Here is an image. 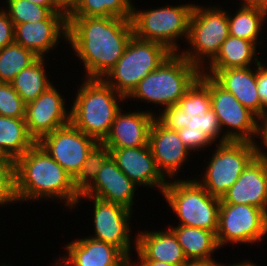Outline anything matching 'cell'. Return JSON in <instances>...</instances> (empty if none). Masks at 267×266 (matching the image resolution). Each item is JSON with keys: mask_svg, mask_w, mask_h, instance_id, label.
<instances>
[{"mask_svg": "<svg viewBox=\"0 0 267 266\" xmlns=\"http://www.w3.org/2000/svg\"><path fill=\"white\" fill-rule=\"evenodd\" d=\"M136 186L116 165L110 156L101 167L94 182L80 196H93L120 204L133 210Z\"/></svg>", "mask_w": 267, "mask_h": 266, "instance_id": "ffe728a7", "label": "cell"}, {"mask_svg": "<svg viewBox=\"0 0 267 266\" xmlns=\"http://www.w3.org/2000/svg\"><path fill=\"white\" fill-rule=\"evenodd\" d=\"M251 67L228 68L223 70H208L205 73L211 76L221 87L232 93L235 98L257 117L265 110L257 91V68Z\"/></svg>", "mask_w": 267, "mask_h": 266, "instance_id": "603a6c76", "label": "cell"}, {"mask_svg": "<svg viewBox=\"0 0 267 266\" xmlns=\"http://www.w3.org/2000/svg\"><path fill=\"white\" fill-rule=\"evenodd\" d=\"M58 262L56 261L57 264H55V266H66L63 262L61 263L60 259H58Z\"/></svg>", "mask_w": 267, "mask_h": 266, "instance_id": "bcb514c9", "label": "cell"}, {"mask_svg": "<svg viewBox=\"0 0 267 266\" xmlns=\"http://www.w3.org/2000/svg\"><path fill=\"white\" fill-rule=\"evenodd\" d=\"M199 79L209 88L211 108L217 115L223 135L229 141H248L255 143L258 117L244 107L235 96L221 87L211 76L202 73ZM230 131H229V129ZM255 136V137H254ZM254 139V140H253Z\"/></svg>", "mask_w": 267, "mask_h": 266, "instance_id": "8fae6325", "label": "cell"}, {"mask_svg": "<svg viewBox=\"0 0 267 266\" xmlns=\"http://www.w3.org/2000/svg\"><path fill=\"white\" fill-rule=\"evenodd\" d=\"M65 101L52 85L35 100L26 104L25 121L29 135L36 143L45 135L70 123Z\"/></svg>", "mask_w": 267, "mask_h": 266, "instance_id": "9a60e30c", "label": "cell"}, {"mask_svg": "<svg viewBox=\"0 0 267 266\" xmlns=\"http://www.w3.org/2000/svg\"><path fill=\"white\" fill-rule=\"evenodd\" d=\"M148 144L158 170L172 181L181 166L185 165L183 163L187 161L191 151L180 139L177 131L165 128L156 119L150 126Z\"/></svg>", "mask_w": 267, "mask_h": 266, "instance_id": "d6986e66", "label": "cell"}, {"mask_svg": "<svg viewBox=\"0 0 267 266\" xmlns=\"http://www.w3.org/2000/svg\"><path fill=\"white\" fill-rule=\"evenodd\" d=\"M217 266H226V265H223V263L221 264H219L218 263V265ZM229 266V265H228ZM230 266H257L256 264H253L252 262H250V261H246V262H241V263H233L232 265L230 264Z\"/></svg>", "mask_w": 267, "mask_h": 266, "instance_id": "f6af8a7d", "label": "cell"}, {"mask_svg": "<svg viewBox=\"0 0 267 266\" xmlns=\"http://www.w3.org/2000/svg\"><path fill=\"white\" fill-rule=\"evenodd\" d=\"M70 108V123L81 132L102 143L108 136L116 115L122 109L118 94L103 79H84ZM120 99L119 101H117Z\"/></svg>", "mask_w": 267, "mask_h": 266, "instance_id": "3957f363", "label": "cell"}, {"mask_svg": "<svg viewBox=\"0 0 267 266\" xmlns=\"http://www.w3.org/2000/svg\"><path fill=\"white\" fill-rule=\"evenodd\" d=\"M177 133L183 143L188 147V149L192 152L193 150L200 151L204 147L209 145L212 146V141L207 137L203 132H193L187 131V128H182L177 130ZM200 149V150H199Z\"/></svg>", "mask_w": 267, "mask_h": 266, "instance_id": "d590c367", "label": "cell"}, {"mask_svg": "<svg viewBox=\"0 0 267 266\" xmlns=\"http://www.w3.org/2000/svg\"><path fill=\"white\" fill-rule=\"evenodd\" d=\"M18 203L16 196L15 163L12 160L0 162V206Z\"/></svg>", "mask_w": 267, "mask_h": 266, "instance_id": "e575fe53", "label": "cell"}, {"mask_svg": "<svg viewBox=\"0 0 267 266\" xmlns=\"http://www.w3.org/2000/svg\"><path fill=\"white\" fill-rule=\"evenodd\" d=\"M162 113L155 115V119L165 128L187 131L203 132L214 143L228 142L222 133L217 115L211 108L209 88L198 79L177 104L162 109Z\"/></svg>", "mask_w": 267, "mask_h": 266, "instance_id": "5b68a950", "label": "cell"}, {"mask_svg": "<svg viewBox=\"0 0 267 266\" xmlns=\"http://www.w3.org/2000/svg\"><path fill=\"white\" fill-rule=\"evenodd\" d=\"M229 15V35L252 41L258 45L260 30L267 19V9L259 6H241L234 17Z\"/></svg>", "mask_w": 267, "mask_h": 266, "instance_id": "f1b7e54d", "label": "cell"}, {"mask_svg": "<svg viewBox=\"0 0 267 266\" xmlns=\"http://www.w3.org/2000/svg\"><path fill=\"white\" fill-rule=\"evenodd\" d=\"M37 143L74 179L98 142L69 123Z\"/></svg>", "mask_w": 267, "mask_h": 266, "instance_id": "4fadbf2b", "label": "cell"}, {"mask_svg": "<svg viewBox=\"0 0 267 266\" xmlns=\"http://www.w3.org/2000/svg\"><path fill=\"white\" fill-rule=\"evenodd\" d=\"M131 19L70 17L67 41L86 69L85 79H103L133 36Z\"/></svg>", "mask_w": 267, "mask_h": 266, "instance_id": "6da1fadb", "label": "cell"}, {"mask_svg": "<svg viewBox=\"0 0 267 266\" xmlns=\"http://www.w3.org/2000/svg\"><path fill=\"white\" fill-rule=\"evenodd\" d=\"M162 195L180 220L178 225L217 234L221 200L211 196L197 179L168 181Z\"/></svg>", "mask_w": 267, "mask_h": 266, "instance_id": "8992f818", "label": "cell"}, {"mask_svg": "<svg viewBox=\"0 0 267 266\" xmlns=\"http://www.w3.org/2000/svg\"><path fill=\"white\" fill-rule=\"evenodd\" d=\"M4 11L11 21L16 24L45 20L52 12L27 0H6Z\"/></svg>", "mask_w": 267, "mask_h": 266, "instance_id": "d6a6232c", "label": "cell"}, {"mask_svg": "<svg viewBox=\"0 0 267 266\" xmlns=\"http://www.w3.org/2000/svg\"><path fill=\"white\" fill-rule=\"evenodd\" d=\"M220 200V204L254 205L267 213V155L258 154Z\"/></svg>", "mask_w": 267, "mask_h": 266, "instance_id": "2e32d148", "label": "cell"}, {"mask_svg": "<svg viewBox=\"0 0 267 266\" xmlns=\"http://www.w3.org/2000/svg\"><path fill=\"white\" fill-rule=\"evenodd\" d=\"M94 202V239L106 242L118 248L129 260L131 253V233L129 220L132 211L120 204L107 202L93 196H79Z\"/></svg>", "mask_w": 267, "mask_h": 266, "instance_id": "5bb4252c", "label": "cell"}, {"mask_svg": "<svg viewBox=\"0 0 267 266\" xmlns=\"http://www.w3.org/2000/svg\"><path fill=\"white\" fill-rule=\"evenodd\" d=\"M218 263L215 260H195L187 261L182 266H217Z\"/></svg>", "mask_w": 267, "mask_h": 266, "instance_id": "7bdbcfd3", "label": "cell"}, {"mask_svg": "<svg viewBox=\"0 0 267 266\" xmlns=\"http://www.w3.org/2000/svg\"><path fill=\"white\" fill-rule=\"evenodd\" d=\"M267 236V213L254 205L220 204L216 239L219 247L228 243L250 245Z\"/></svg>", "mask_w": 267, "mask_h": 266, "instance_id": "7c38bea8", "label": "cell"}, {"mask_svg": "<svg viewBox=\"0 0 267 266\" xmlns=\"http://www.w3.org/2000/svg\"><path fill=\"white\" fill-rule=\"evenodd\" d=\"M110 156L118 168L135 184L155 186L163 193L167 185V177L158 170L149 145L110 149Z\"/></svg>", "mask_w": 267, "mask_h": 266, "instance_id": "ac0fdd59", "label": "cell"}, {"mask_svg": "<svg viewBox=\"0 0 267 266\" xmlns=\"http://www.w3.org/2000/svg\"><path fill=\"white\" fill-rule=\"evenodd\" d=\"M135 249L139 259H149L182 266L188 260L175 234L170 229L164 231L139 232L135 239Z\"/></svg>", "mask_w": 267, "mask_h": 266, "instance_id": "cb8c5ba5", "label": "cell"}, {"mask_svg": "<svg viewBox=\"0 0 267 266\" xmlns=\"http://www.w3.org/2000/svg\"><path fill=\"white\" fill-rule=\"evenodd\" d=\"M36 5L48 8L52 13H58L55 8L54 0H27Z\"/></svg>", "mask_w": 267, "mask_h": 266, "instance_id": "b9f144b4", "label": "cell"}, {"mask_svg": "<svg viewBox=\"0 0 267 266\" xmlns=\"http://www.w3.org/2000/svg\"><path fill=\"white\" fill-rule=\"evenodd\" d=\"M194 4L165 6L139 11L133 7L131 23L138 39L158 42L169 51L179 50L177 38H188L189 20Z\"/></svg>", "mask_w": 267, "mask_h": 266, "instance_id": "9c48e42d", "label": "cell"}, {"mask_svg": "<svg viewBox=\"0 0 267 266\" xmlns=\"http://www.w3.org/2000/svg\"><path fill=\"white\" fill-rule=\"evenodd\" d=\"M66 39L68 20L59 13H51L45 20L14 25V42L33 51L38 57L55 48L59 37Z\"/></svg>", "mask_w": 267, "mask_h": 266, "instance_id": "e0dca14e", "label": "cell"}, {"mask_svg": "<svg viewBox=\"0 0 267 266\" xmlns=\"http://www.w3.org/2000/svg\"><path fill=\"white\" fill-rule=\"evenodd\" d=\"M131 0H81L71 17H121L131 19L134 5Z\"/></svg>", "mask_w": 267, "mask_h": 266, "instance_id": "4dcf8cb0", "label": "cell"}, {"mask_svg": "<svg viewBox=\"0 0 267 266\" xmlns=\"http://www.w3.org/2000/svg\"><path fill=\"white\" fill-rule=\"evenodd\" d=\"M256 67H257V91L263 106L267 108V66L261 63Z\"/></svg>", "mask_w": 267, "mask_h": 266, "instance_id": "74e56055", "label": "cell"}, {"mask_svg": "<svg viewBox=\"0 0 267 266\" xmlns=\"http://www.w3.org/2000/svg\"><path fill=\"white\" fill-rule=\"evenodd\" d=\"M110 157V149L97 143L88 153L82 169L74 178V187L82 194L95 180L104 162Z\"/></svg>", "mask_w": 267, "mask_h": 266, "instance_id": "1f68e13d", "label": "cell"}, {"mask_svg": "<svg viewBox=\"0 0 267 266\" xmlns=\"http://www.w3.org/2000/svg\"><path fill=\"white\" fill-rule=\"evenodd\" d=\"M256 50L254 42L229 35L222 43L215 58L207 64L209 66L206 71L202 70V72L228 68H246L250 67L253 61L257 66L262 62L257 58Z\"/></svg>", "mask_w": 267, "mask_h": 266, "instance_id": "d4e9b609", "label": "cell"}, {"mask_svg": "<svg viewBox=\"0 0 267 266\" xmlns=\"http://www.w3.org/2000/svg\"><path fill=\"white\" fill-rule=\"evenodd\" d=\"M172 52L158 42L132 36L122 57L103 80L126 99L139 82L165 60Z\"/></svg>", "mask_w": 267, "mask_h": 266, "instance_id": "52a82bcc", "label": "cell"}, {"mask_svg": "<svg viewBox=\"0 0 267 266\" xmlns=\"http://www.w3.org/2000/svg\"><path fill=\"white\" fill-rule=\"evenodd\" d=\"M14 163L18 202L46 197L64 200L69 209L76 206L80 194L74 179L38 143Z\"/></svg>", "mask_w": 267, "mask_h": 266, "instance_id": "7a4b0ae2", "label": "cell"}, {"mask_svg": "<svg viewBox=\"0 0 267 266\" xmlns=\"http://www.w3.org/2000/svg\"><path fill=\"white\" fill-rule=\"evenodd\" d=\"M7 159L0 152V162L6 161Z\"/></svg>", "mask_w": 267, "mask_h": 266, "instance_id": "7dc6e473", "label": "cell"}, {"mask_svg": "<svg viewBox=\"0 0 267 266\" xmlns=\"http://www.w3.org/2000/svg\"><path fill=\"white\" fill-rule=\"evenodd\" d=\"M228 36L227 11L220 7L206 8L194 4L187 38L190 48L194 51L188 48L187 51H182L181 55L202 71L205 69L204 60L210 63Z\"/></svg>", "mask_w": 267, "mask_h": 266, "instance_id": "ba28073f", "label": "cell"}, {"mask_svg": "<svg viewBox=\"0 0 267 266\" xmlns=\"http://www.w3.org/2000/svg\"><path fill=\"white\" fill-rule=\"evenodd\" d=\"M257 120L262 124H257L256 137H260L262 143H264V146L267 148V108H265Z\"/></svg>", "mask_w": 267, "mask_h": 266, "instance_id": "ab89813d", "label": "cell"}, {"mask_svg": "<svg viewBox=\"0 0 267 266\" xmlns=\"http://www.w3.org/2000/svg\"><path fill=\"white\" fill-rule=\"evenodd\" d=\"M56 11L67 20L77 11L81 0H54Z\"/></svg>", "mask_w": 267, "mask_h": 266, "instance_id": "f35d334b", "label": "cell"}, {"mask_svg": "<svg viewBox=\"0 0 267 266\" xmlns=\"http://www.w3.org/2000/svg\"><path fill=\"white\" fill-rule=\"evenodd\" d=\"M139 263H131L132 260H129V266H179L161 261H154L149 259H139Z\"/></svg>", "mask_w": 267, "mask_h": 266, "instance_id": "60d3db41", "label": "cell"}, {"mask_svg": "<svg viewBox=\"0 0 267 266\" xmlns=\"http://www.w3.org/2000/svg\"><path fill=\"white\" fill-rule=\"evenodd\" d=\"M2 8L0 9V50L14 42V23L4 11L5 7Z\"/></svg>", "mask_w": 267, "mask_h": 266, "instance_id": "8d00e7d4", "label": "cell"}, {"mask_svg": "<svg viewBox=\"0 0 267 266\" xmlns=\"http://www.w3.org/2000/svg\"><path fill=\"white\" fill-rule=\"evenodd\" d=\"M26 103L11 83H0V116L25 118Z\"/></svg>", "mask_w": 267, "mask_h": 266, "instance_id": "836d02e7", "label": "cell"}, {"mask_svg": "<svg viewBox=\"0 0 267 266\" xmlns=\"http://www.w3.org/2000/svg\"><path fill=\"white\" fill-rule=\"evenodd\" d=\"M168 228L175 234L188 261L214 260L211 254L220 249L216 234L207 229L183 225Z\"/></svg>", "mask_w": 267, "mask_h": 266, "instance_id": "484cf974", "label": "cell"}, {"mask_svg": "<svg viewBox=\"0 0 267 266\" xmlns=\"http://www.w3.org/2000/svg\"><path fill=\"white\" fill-rule=\"evenodd\" d=\"M261 150L256 142L228 141L217 144L203 179L198 182L211 196L221 199L258 154L267 155Z\"/></svg>", "mask_w": 267, "mask_h": 266, "instance_id": "30bf717a", "label": "cell"}, {"mask_svg": "<svg viewBox=\"0 0 267 266\" xmlns=\"http://www.w3.org/2000/svg\"><path fill=\"white\" fill-rule=\"evenodd\" d=\"M241 6H259L267 9V0H242Z\"/></svg>", "mask_w": 267, "mask_h": 266, "instance_id": "ee69618b", "label": "cell"}, {"mask_svg": "<svg viewBox=\"0 0 267 266\" xmlns=\"http://www.w3.org/2000/svg\"><path fill=\"white\" fill-rule=\"evenodd\" d=\"M35 143L24 118L0 116V152L6 159L15 162Z\"/></svg>", "mask_w": 267, "mask_h": 266, "instance_id": "4316f807", "label": "cell"}, {"mask_svg": "<svg viewBox=\"0 0 267 266\" xmlns=\"http://www.w3.org/2000/svg\"><path fill=\"white\" fill-rule=\"evenodd\" d=\"M44 62L45 58L39 57L29 67L21 70L11 82L13 89L26 104L35 100L53 85L46 75Z\"/></svg>", "mask_w": 267, "mask_h": 266, "instance_id": "83f0119b", "label": "cell"}, {"mask_svg": "<svg viewBox=\"0 0 267 266\" xmlns=\"http://www.w3.org/2000/svg\"><path fill=\"white\" fill-rule=\"evenodd\" d=\"M155 113L147 111L118 112L110 132L102 142L109 149H123L149 145L150 126Z\"/></svg>", "mask_w": 267, "mask_h": 266, "instance_id": "44dd1931", "label": "cell"}, {"mask_svg": "<svg viewBox=\"0 0 267 266\" xmlns=\"http://www.w3.org/2000/svg\"><path fill=\"white\" fill-rule=\"evenodd\" d=\"M39 57L31 50L13 42L0 50V83H11L24 68Z\"/></svg>", "mask_w": 267, "mask_h": 266, "instance_id": "f546056e", "label": "cell"}, {"mask_svg": "<svg viewBox=\"0 0 267 266\" xmlns=\"http://www.w3.org/2000/svg\"><path fill=\"white\" fill-rule=\"evenodd\" d=\"M201 72L179 52H172L156 70L139 82L129 97L163 105V108L170 107L179 102Z\"/></svg>", "mask_w": 267, "mask_h": 266, "instance_id": "277c9868", "label": "cell"}, {"mask_svg": "<svg viewBox=\"0 0 267 266\" xmlns=\"http://www.w3.org/2000/svg\"><path fill=\"white\" fill-rule=\"evenodd\" d=\"M66 254L60 260L66 266H128L129 259L115 246L85 237L66 244Z\"/></svg>", "mask_w": 267, "mask_h": 266, "instance_id": "7402d4cb", "label": "cell"}]
</instances>
